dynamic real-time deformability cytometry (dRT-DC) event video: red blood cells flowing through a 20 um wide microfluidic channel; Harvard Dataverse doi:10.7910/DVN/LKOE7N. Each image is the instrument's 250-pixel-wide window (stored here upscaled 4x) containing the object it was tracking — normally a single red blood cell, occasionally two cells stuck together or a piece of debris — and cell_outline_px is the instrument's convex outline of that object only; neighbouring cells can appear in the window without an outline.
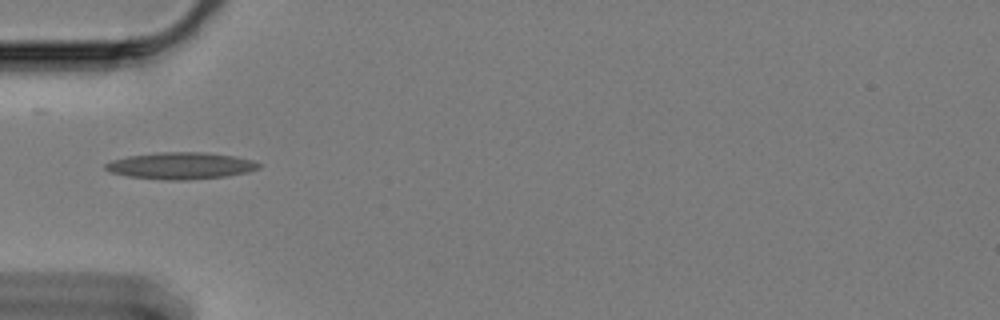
{"species": "Egyptian fruit bat (a non-hibernating species)", "species_latin": "Rousettus aegyptiacus", "temperature_condition": "cold", "stored_images_in_passage": 42, "camera_frame_rate_fps": 3000, "um_per_image_px": 0.085, "animal": {"sex": "female"}, "frame": {"image": 1, "passage_image": 1, "time_ms": 0.0, "image_size_px": [1000, 320], "cell_outline_px": [[260, 168], [248, 172], [224, 176], [188, 180], [164, 180], [128, 176], [112, 172], [104, 168], [104, 164], [112, 160], [128, 156], [156, 152], [204, 152], [232, 156], [252, 160], [260, 164]], "centroid_in_image_um": [15.34, 14.08], "position_along_channel_um": 69.7, "area_um2": 23.81}}
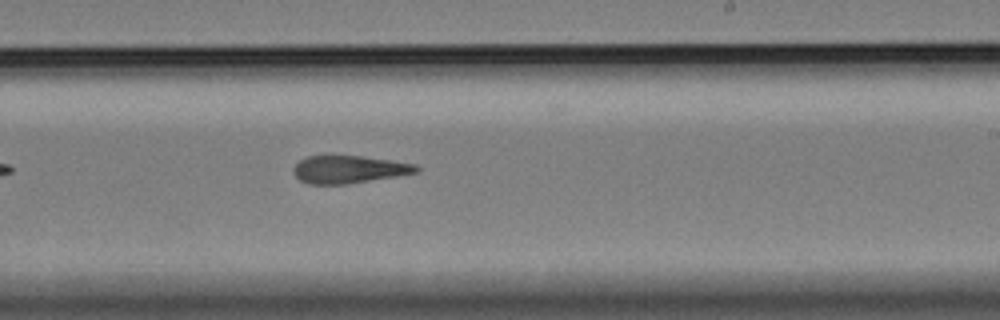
{"frame": {"image": 2, "passage_image": 18, "time_ms": 5.667, "image_size_px": [1000, 320], "cell_outline_px": [[420, 168], [416, 172], [344, 184], [308, 184], [300, 180], [296, 176], [296, 164], [300, 160], [308, 156], [364, 156], [416, 164]], "centroid_in_image_um": [29.65, 14.39], "position_along_channel_um": 259.3, "area_um2": 19.19}}
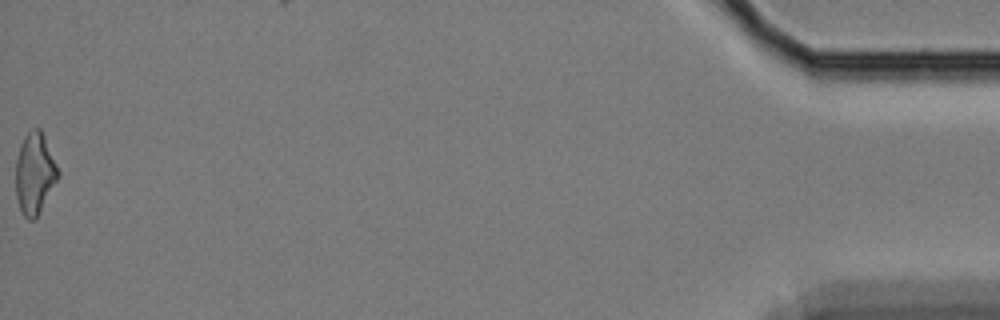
{"frame": {"image": 3, "passage_image": 42, "time_ms": 13.667, "image_size_px": [1000, 320], "cell_outline_px": [[60, 176], [36, 216], [32, 220], [28, 220], [24, 216], [20, 208], [16, 196], [16, 160], [20, 144], [24, 136], [32, 128], [40, 128], [44, 136], [60, 172]], "centroid_in_image_um": [2.95, 14.71], "position_along_channel_um": 432.3, "area_um2": 19.83}, "authors_computed_cell_mechanics": {"area_um2": 20.4034, "velocity_mm_per_s": 3.3379, "shape_relaxation_time_tau1_ms": null, "shape_relaxation_time_tau2_ms": 5.7449, "deformation_change_tau1": null, "deformation_change_tau2": 0.1834}}